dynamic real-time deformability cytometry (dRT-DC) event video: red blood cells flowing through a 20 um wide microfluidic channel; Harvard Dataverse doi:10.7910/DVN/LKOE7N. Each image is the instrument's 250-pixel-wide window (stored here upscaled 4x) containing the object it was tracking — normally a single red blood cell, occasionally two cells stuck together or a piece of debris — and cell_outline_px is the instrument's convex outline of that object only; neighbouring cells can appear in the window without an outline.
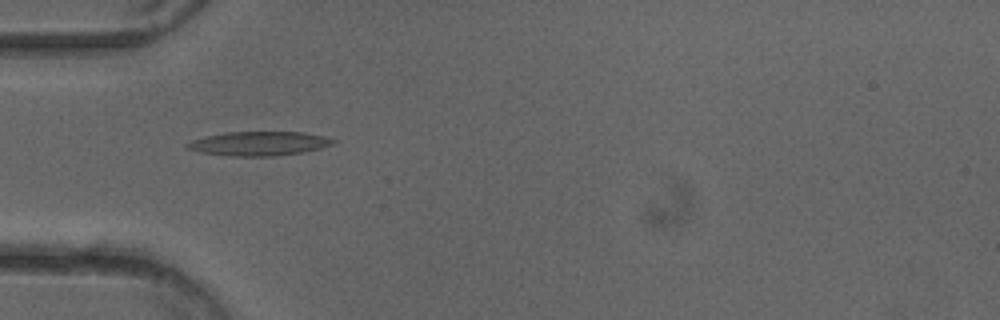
{"species": "common noctule bat (a hibernating species)", "species_latin": "Nyctalus noctula", "temperature_condition": "cold", "stored_images_in_passage": 51, "camera_frame_rate_fps": 3000, "um_per_image_px": 0.085, "animal": {"sex": "female"}, "frame": {"image": 1, "passage_image": 16, "time_ms": 5.0, "image_size_px": [1000, 320], "cell_outline_px": [[340, 140], [332, 144], [320, 148], [304, 152], [276, 156], [232, 156], [200, 152], [188, 148], [184, 144], [192, 140], [204, 136], [228, 132], [304, 132], [324, 136]], "centroid_in_image_um": [22.05, 12.2], "position_along_channel_um": 63.0, "area_um2": 20.58}}
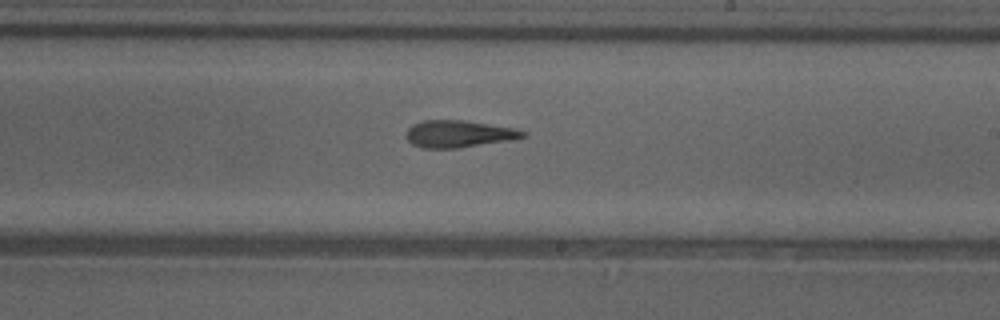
{"frame": {"image": 2, "passage_image": 30, "time_ms": 9.667, "image_size_px": [1000, 320], "cell_outline_px": [[528, 136], [512, 140], [460, 148], [424, 148], [412, 144], [408, 140], [408, 128], [412, 124], [420, 120], [464, 120], [512, 128], [528, 132]], "centroid_in_image_um": [39.02, 11.38], "position_along_channel_um": 250.0, "area_um2": 18.44}}
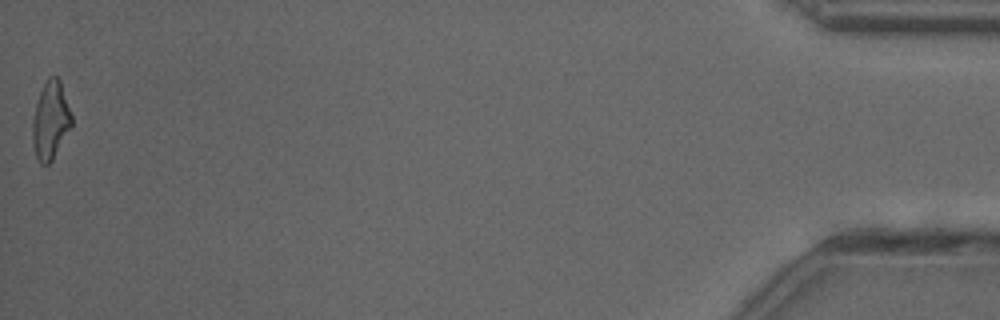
{"frame": {"image": 3, "passage_image": 51, "time_ms": 16.667, "image_size_px": [1000, 320], "cell_outline_px": [[72, 124], [52, 160], [48, 164], [40, 164], [36, 156], [32, 140], [32, 120], [36, 104], [40, 92], [48, 76], [56, 76], [60, 80], [72, 116]], "centroid_in_image_um": [4.28, 10.23], "position_along_channel_um": 430.9, "area_um2": 17.51}, "authors_computed_cell_mechanics": {"area_um2": 18.8428, "velocity_mm_per_s": 4.032, "shape_relaxation_time_tau1_ms": 3.5831, "shape_relaxation_time_tau2_ms": 3.9572, "deformation_change_tau1": 0.189, "deformation_change_tau2": 0.173}}